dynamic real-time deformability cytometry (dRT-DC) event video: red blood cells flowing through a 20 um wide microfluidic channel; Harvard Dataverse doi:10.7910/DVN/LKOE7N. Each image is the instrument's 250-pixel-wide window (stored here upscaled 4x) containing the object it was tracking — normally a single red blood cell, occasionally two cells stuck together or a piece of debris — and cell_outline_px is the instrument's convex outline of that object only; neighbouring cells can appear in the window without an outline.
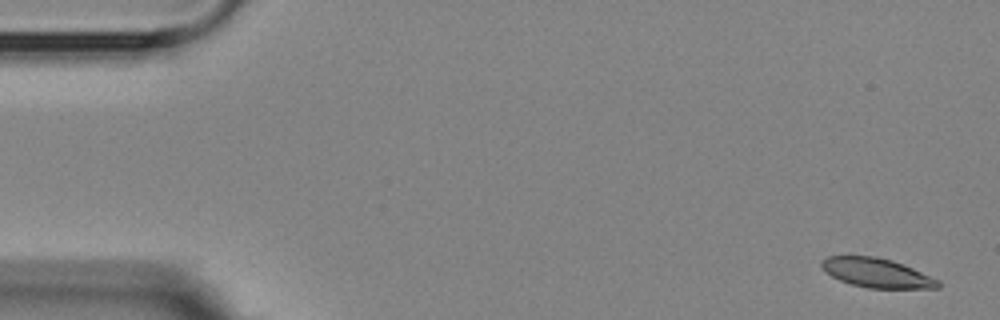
{"species": "Egyptian fruit bat (a non-hibernating species)", "species_latin": "Rousettus aegyptiacus", "temperature_condition": "room temperature", "stored_images_in_passage": 3, "camera_frame_rate_fps": 3000, "um_per_image_px": 0.085, "animal": {"sex": "female"}, "frame": {"image": 1, "passage_image": 1, "time_ms": 0.0, "image_size_px": [1000, 320], "cell_outline_px": [[940, 288], [868, 288], [852, 284], [840, 280], [832, 276], [820, 264], [820, 260], [828, 256], [876, 256], [892, 260], [904, 264], [940, 280]], "centroid_in_image_um": [74.55, 23.19], "position_along_channel_um": 10.4, "area_um2": 19.83}}